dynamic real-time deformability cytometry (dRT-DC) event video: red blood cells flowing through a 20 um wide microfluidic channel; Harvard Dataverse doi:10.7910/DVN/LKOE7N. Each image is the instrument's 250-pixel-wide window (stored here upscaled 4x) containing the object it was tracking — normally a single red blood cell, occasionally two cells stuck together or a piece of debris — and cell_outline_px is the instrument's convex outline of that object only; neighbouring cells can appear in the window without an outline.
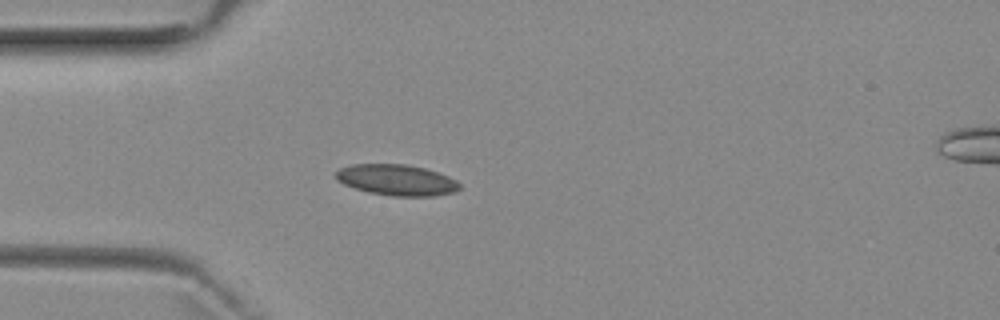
{"species": "common noctule bat (a hibernating species)", "species_latin": "Nyctalus noctula", "temperature_condition": "room temperature", "stored_images_in_passage": 3, "camera_frame_rate_fps": 3000, "um_per_image_px": 0.085, "animal": {"sex": "female", "body_mass_g": 29.2, "forearm_length_mm": 56.3}, "frame": {"image": 1, "passage_image": 3, "time_ms": 2.333, "image_size_px": [1000, 320], "cell_outline_px": [[460, 188], [456, 192], [432, 196], [392, 196], [368, 192], [344, 184], [336, 180], [336, 172], [340, 168], [352, 164], [404, 164], [424, 168], [448, 176], [456, 180], [460, 184]], "centroid_in_image_um": [33.72, 15.3], "position_along_channel_um": 51.3, "area_um2": 22.25}}